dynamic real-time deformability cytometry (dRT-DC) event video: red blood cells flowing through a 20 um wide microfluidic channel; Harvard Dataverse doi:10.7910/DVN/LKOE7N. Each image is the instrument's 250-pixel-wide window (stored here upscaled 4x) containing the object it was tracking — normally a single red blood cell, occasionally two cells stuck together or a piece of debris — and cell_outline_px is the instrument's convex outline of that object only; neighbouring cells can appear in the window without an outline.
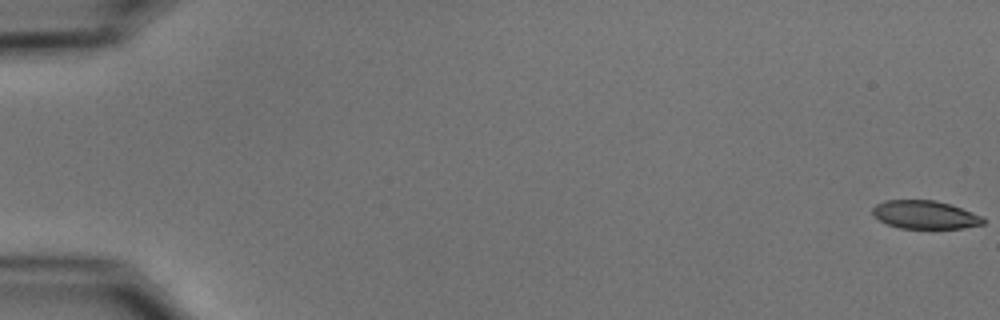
{"species": "common noctule bat (a hibernating species)", "species_latin": "Nyctalus noctula", "temperature_condition": "cold", "stored_images_in_passage": 56, "segment_of_instrument_passage": [1, 2], "camera_frame_rate_fps": 3000, "um_per_image_px": 0.085, "animal": {"sex": "male", "body_mass_g": 15.6}, "frame": {"image": 1, "passage_image": 1, "time_ms": 0.0, "image_size_px": [1000, 320], "cell_outline_px": [[984, 224], [960, 228], [900, 228], [888, 224], [880, 220], [872, 212], [872, 208], [876, 204], [884, 200], [936, 200], [984, 216]], "centroid_in_image_um": [78.62, 18.24], "position_along_channel_um": 6.4, "area_um2": 18.03}}
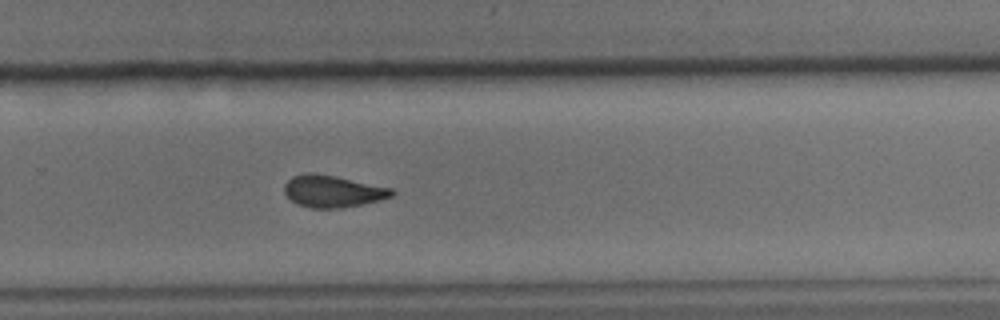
{"frame": {"image": 2, "passage_image": 38, "time_ms": 12.333, "image_size_px": [1000, 320], "cell_outline_px": [[396, 192], [392, 196], [380, 200], [340, 208], [312, 208], [296, 204], [284, 192], [284, 184], [292, 176], [308, 172], [312, 172], [336, 176], [392, 188]], "centroid_in_image_um": [28.27, 16.25], "position_along_channel_um": 301.5, "area_um2": 20.0}}
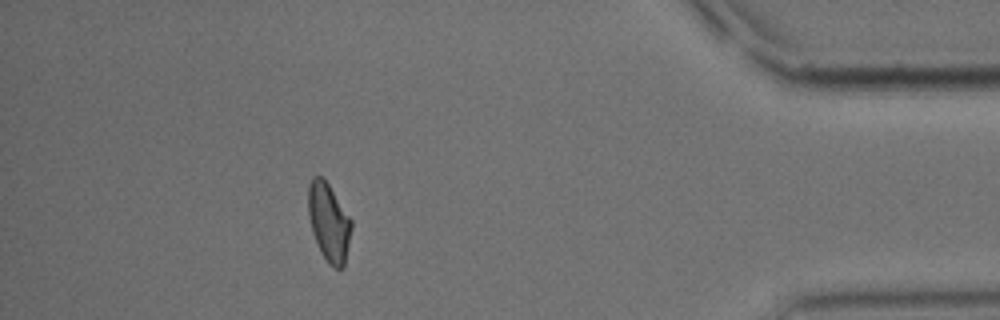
{"frame": {"image": 3, "passage_image": 50, "time_ms": 16.333, "image_size_px": [1000, 320], "cell_outline_px": [[352, 228], [344, 268], [332, 268], [328, 264], [320, 252], [312, 232], [308, 216], [308, 184], [312, 176], [324, 176], [352, 220]], "centroid_in_image_um": [27.94, 18.88], "position_along_channel_um": 407.3, "area_um2": 20.11}}